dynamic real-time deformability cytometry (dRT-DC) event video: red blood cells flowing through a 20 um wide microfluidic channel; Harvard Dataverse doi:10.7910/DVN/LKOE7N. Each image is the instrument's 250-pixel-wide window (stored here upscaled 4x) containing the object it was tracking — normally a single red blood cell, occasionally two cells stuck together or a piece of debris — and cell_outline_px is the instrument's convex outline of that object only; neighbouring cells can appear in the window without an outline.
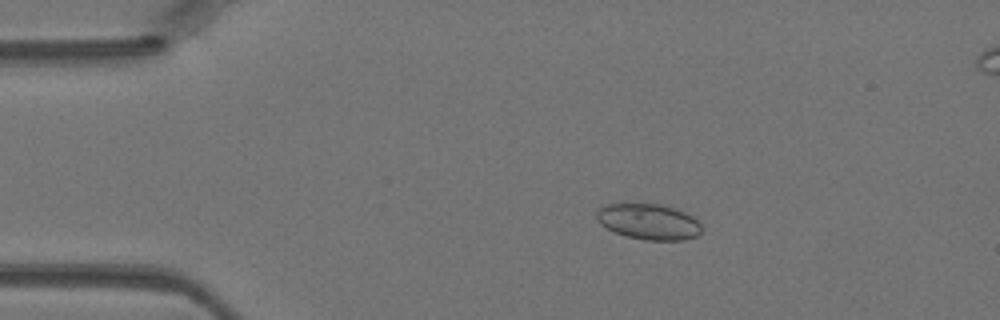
{"species": "Egyptian fruit bat (a non-hibernating species)", "species_latin": "Rousettus aegyptiacus", "temperature_condition": "warm", "stored_images_in_passage": 40, "camera_frame_rate_fps": 3000, "um_per_image_px": 0.085, "animal": {"sex": "female"}, "frame": {"image": 1, "passage_image": 4, "time_ms": 1.0, "image_size_px": [1000, 320], "cell_outline_px": [[700, 232], [696, 236], [684, 240], [644, 240], [624, 236], [600, 224], [596, 220], [596, 212], [600, 208], [608, 204], [620, 200], [660, 204], [676, 208], [692, 216], [700, 224]], "centroid_in_image_um": [55.07, 18.79], "position_along_channel_um": 29.9, "area_um2": 22.54}}
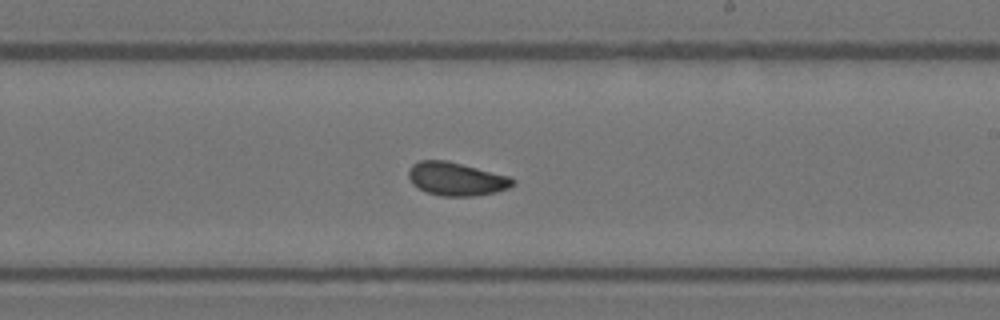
{"frame": {"image": 2, "passage_image": 22, "time_ms": 7.0, "image_size_px": [1000, 320], "cell_outline_px": [[516, 184], [508, 188], [496, 192], [472, 196], [440, 196], [428, 192], [412, 184], [408, 176], [408, 172], [412, 164], [420, 160], [448, 160], [508, 176], [516, 180]], "centroid_in_image_um": [38.79, 15.2], "position_along_channel_um": 250.2, "area_um2": 20.23}}
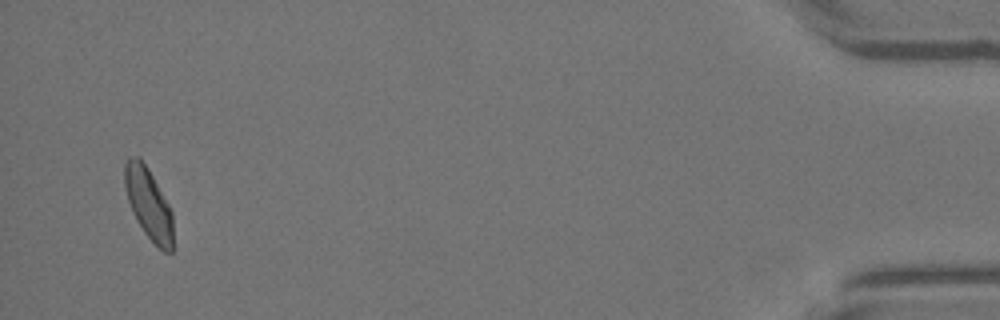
{"frame": {"image": 3, "passage_image": 39, "time_ms": 12.667, "image_size_px": [1000, 320], "cell_outline_px": [[172, 252], [164, 252], [144, 232], [136, 220], [132, 212], [124, 188], [124, 164], [128, 156], [140, 156], [148, 168], [168, 204], [172, 212]], "centroid_in_image_um": [12.59, 17.26], "position_along_channel_um": 422.6, "area_um2": 20.0}}